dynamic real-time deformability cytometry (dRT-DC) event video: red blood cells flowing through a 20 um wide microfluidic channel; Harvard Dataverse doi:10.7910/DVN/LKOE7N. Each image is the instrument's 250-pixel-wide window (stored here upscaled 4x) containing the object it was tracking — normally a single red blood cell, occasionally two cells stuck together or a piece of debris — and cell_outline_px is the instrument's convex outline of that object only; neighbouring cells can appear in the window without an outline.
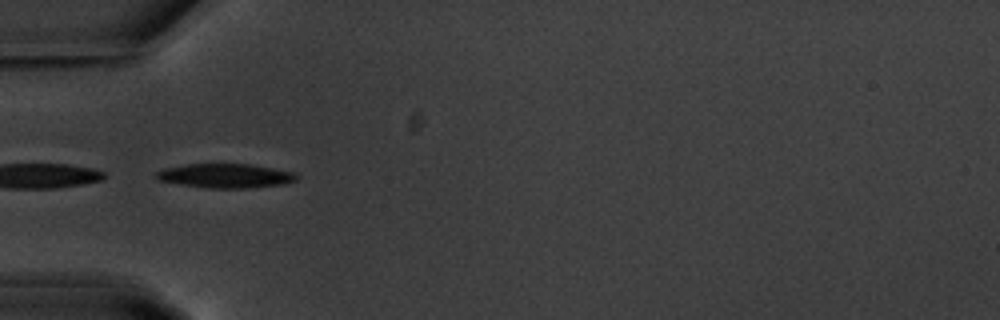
{"species": "common noctule bat (a hibernating species)", "species_latin": "Nyctalus noctula", "temperature_condition": "warm", "stored_images_in_passage": 3, "camera_frame_rate_fps": 3000, "um_per_image_px": 0.085, "animal": {"sex": "male", "body_mass_g": 20.1, "forearm_length_mm": 53.5}, "frame": {"image": 1, "passage_image": 1, "time_ms": 0.0, "image_size_px": [1000, 320], "cell_outline_px": [[296, 180], [284, 184], [244, 188], [208, 188], [180, 184], [156, 180], [152, 176], [152, 172], [164, 168], [188, 164], [248, 164], [272, 168], [292, 172], [296, 176]], "centroid_in_image_um": [19.04, 14.94], "position_along_channel_um": 66.0, "area_um2": 19.77}}